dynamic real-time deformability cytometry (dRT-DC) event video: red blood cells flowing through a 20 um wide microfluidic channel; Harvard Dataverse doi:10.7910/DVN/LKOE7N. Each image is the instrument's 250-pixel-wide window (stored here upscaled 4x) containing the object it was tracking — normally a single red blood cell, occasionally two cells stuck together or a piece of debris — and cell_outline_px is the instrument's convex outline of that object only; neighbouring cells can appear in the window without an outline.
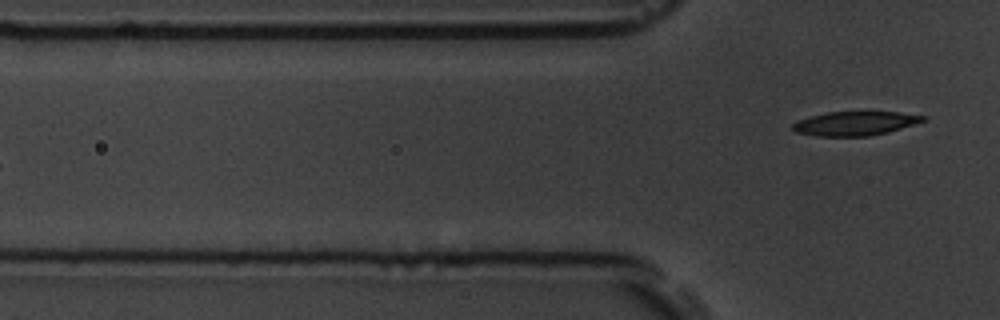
{"species": "common noctule bat (a hibernating species)", "species_latin": "Nyctalus noctula", "temperature_condition": "room temperature", "stored_images_in_passage": 4, "camera_frame_rate_fps": 3000, "um_per_image_px": 0.085, "animal": {"sex": "male", "body_mass_g": 19.5, "forearm_length_mm": 54.6}, "frame": {"image": 1, "passage_image": 4, "time_ms": 4.333, "image_size_px": [1000, 320], "cell_outline_px": [[928, 116], [924, 120], [888, 132], [868, 136], [816, 136], [796, 132], [792, 128], [792, 124], [796, 120], [828, 112], [900, 112]], "centroid_in_image_um": [72.65, 10.49], "position_along_channel_um": 53.2, "area_um2": 18.09}}